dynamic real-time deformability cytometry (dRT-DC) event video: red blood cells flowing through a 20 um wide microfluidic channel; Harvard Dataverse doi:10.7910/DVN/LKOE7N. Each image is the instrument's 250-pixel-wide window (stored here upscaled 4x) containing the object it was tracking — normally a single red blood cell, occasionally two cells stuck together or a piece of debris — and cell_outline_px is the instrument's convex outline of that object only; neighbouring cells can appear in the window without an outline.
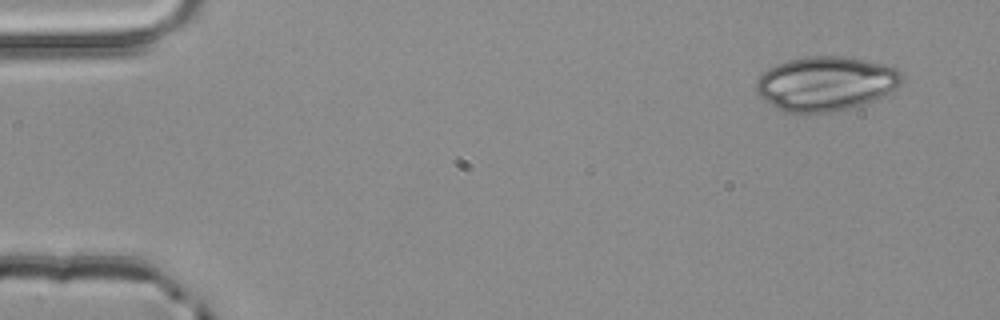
{"species": "common noctule bat (a hibernating species)", "species_latin": "Nyctalus noctula", "temperature_condition": "room temperature", "stored_images_in_passage": 4, "camera_frame_rate_fps": 3000, "um_per_image_px": 0.085, "animal": {"sex": "male", "body_mass_g": 20.4}, "frame": {"image": 1, "passage_image": 1, "time_ms": 0.0, "image_size_px": [1000, 320], "cell_outline_px": [[904, 80], [900, 84], [884, 96], [852, 108], [832, 112], [804, 116], [784, 112], [776, 108], [764, 100], [756, 92], [756, 80], [768, 68], [776, 64], [788, 60], [808, 56], [840, 56], [884, 64], [896, 68], [904, 76]], "centroid_in_image_um": [70.16, 7.14], "position_along_channel_um": 14.8, "area_um2": 46.82}}